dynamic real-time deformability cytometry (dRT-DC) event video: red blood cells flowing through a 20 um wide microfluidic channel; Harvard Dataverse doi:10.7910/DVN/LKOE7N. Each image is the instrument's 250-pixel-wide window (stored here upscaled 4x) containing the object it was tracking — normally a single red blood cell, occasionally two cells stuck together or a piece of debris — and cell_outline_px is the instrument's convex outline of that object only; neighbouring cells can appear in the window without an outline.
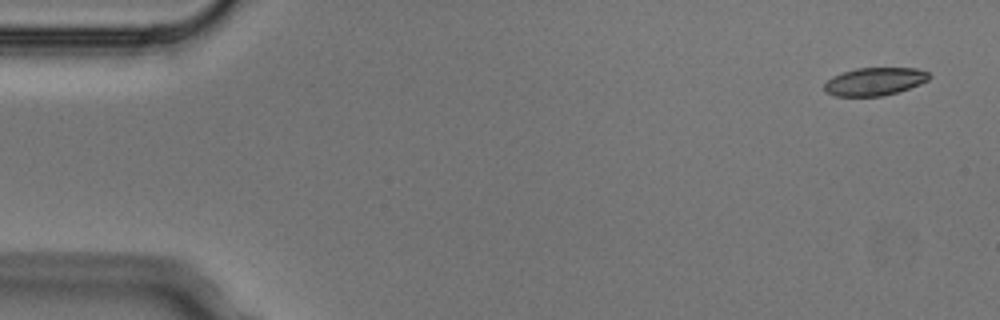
{"species": "Egyptian fruit bat (a non-hibernating species)", "species_latin": "Rousettus aegyptiacus", "temperature_condition": "cold", "stored_images_in_passage": 4, "camera_frame_rate_fps": 3000, "um_per_image_px": 0.085, "animal": {"sex": "male"}, "frame": {"image": 1, "passage_image": 1, "time_ms": 0.0, "image_size_px": [1000, 320], "cell_outline_px": [[932, 76], [928, 80], [920, 84], [896, 92], [880, 96], [836, 96], [824, 92], [824, 84], [832, 76], [856, 68], [916, 68], [928, 72]], "centroid_in_image_um": [74.34, 6.92], "position_along_channel_um": 10.7, "area_um2": 16.99}}
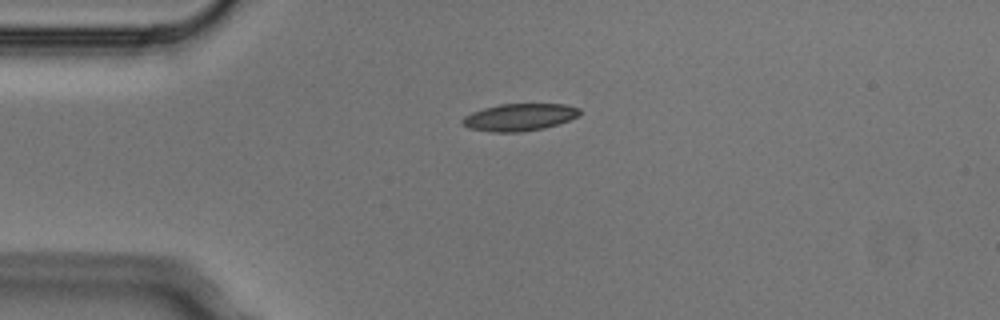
{"frame": {"image": 2, "passage_image": 4, "time_ms": 1.0, "image_size_px": [1000, 320], "cell_outline_px": [[580, 116], [544, 128], [520, 132], [492, 132], [468, 128], [460, 120], [464, 116], [472, 112], [484, 108], [500, 104], [564, 104], [580, 108]], "centroid_in_image_um": [44.14, 9.96], "position_along_channel_um": 40.9, "area_um2": 18.55}}